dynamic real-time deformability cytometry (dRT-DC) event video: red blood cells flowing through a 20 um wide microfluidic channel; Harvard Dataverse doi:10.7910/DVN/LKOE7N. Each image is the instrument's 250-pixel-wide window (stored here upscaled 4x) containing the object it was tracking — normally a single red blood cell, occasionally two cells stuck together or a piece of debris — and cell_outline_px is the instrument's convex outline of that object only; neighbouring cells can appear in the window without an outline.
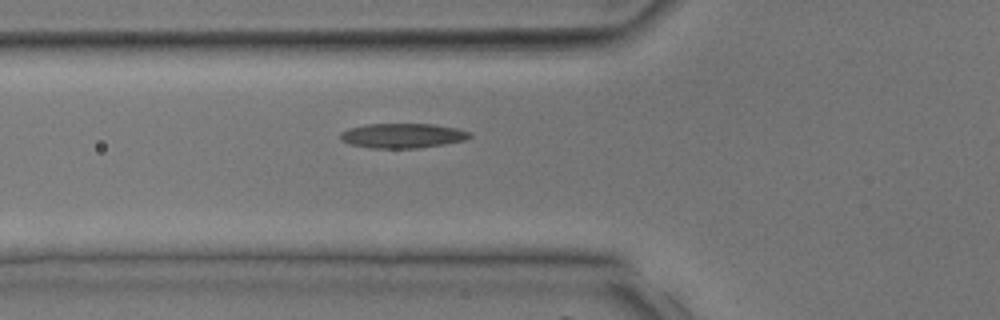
{"species": "common noctule bat (a hibernating species)", "species_latin": "Nyctalus noctula", "temperature_condition": "room temperature", "stored_images_in_passage": 27, "camera_frame_rate_fps": 3000, "um_per_image_px": 0.085, "animal": {"sex": "male", "body_mass_g": 17.9, "forearm_length_mm": 54.2}, "frame": {"image": 1, "passage_image": 3, "time_ms": 0.667, "image_size_px": [1000, 320], "cell_outline_px": [[472, 136], [464, 140], [444, 144], [420, 148], [372, 148], [348, 144], [340, 140], [340, 132], [348, 128], [368, 124], [432, 124], [456, 128], [472, 132]], "centroid_in_image_um": [34.2, 11.53], "position_along_channel_um": 91.6, "area_um2": 18.73}}
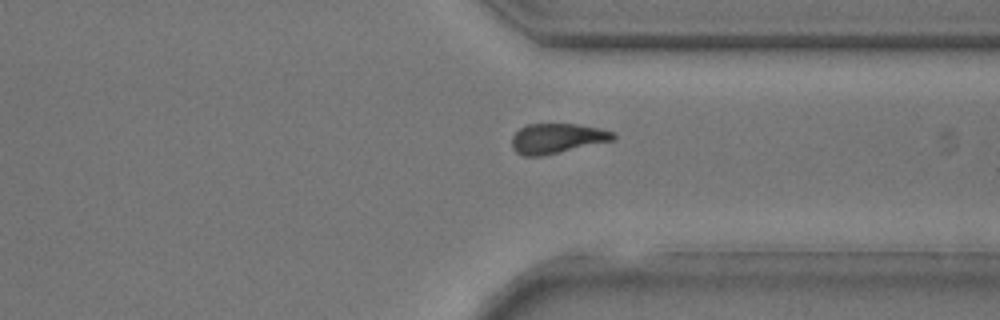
{"frame": {"image": 2, "passage_image": 18, "time_ms": 5.667, "image_size_px": [1000, 320], "cell_outline_px": [[616, 140], [544, 156], [524, 156], [516, 152], [512, 148], [512, 136], [520, 128], [528, 124], [580, 124], [600, 128], [616, 132]], "centroid_in_image_um": [47.4, 11.77], "position_along_channel_um": 364.0, "area_um2": 18.03}}
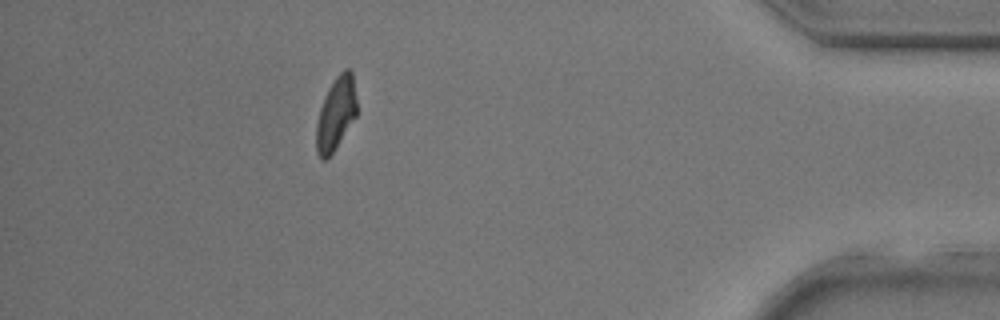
{"frame": {"image": 3, "passage_image": 23, "time_ms": 7.333, "image_size_px": [1000, 320], "cell_outline_px": [[356, 116], [332, 152], [324, 160], [320, 160], [316, 152], [316, 124], [320, 108], [324, 96], [328, 88], [336, 76], [344, 68], [348, 68], [352, 72], [356, 100]], "centroid_in_image_um": [28.53, 9.64], "position_along_channel_um": 406.7, "area_um2": 17.05}}